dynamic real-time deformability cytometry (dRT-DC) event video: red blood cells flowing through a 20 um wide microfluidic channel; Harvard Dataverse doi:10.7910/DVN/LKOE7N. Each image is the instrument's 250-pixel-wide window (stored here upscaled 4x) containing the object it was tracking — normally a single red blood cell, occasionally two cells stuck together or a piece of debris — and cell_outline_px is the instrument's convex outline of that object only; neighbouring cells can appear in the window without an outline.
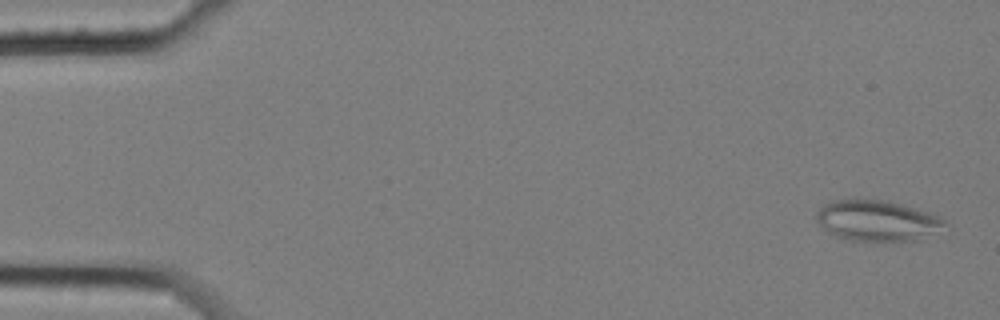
{"species": "common noctule bat (a hibernating species)", "species_latin": "Nyctalus noctula", "temperature_condition": "cold", "stored_images_in_passage": 59, "camera_frame_rate_fps": 3000, "um_per_image_px": 0.085, "animal": {"sex": "female", "body_mass_g": 25.1}, "frame": {"image": 1, "passage_image": 2, "time_ms": 0.333, "image_size_px": [1000, 320], "cell_outline_px": [[948, 224], [912, 240], [852, 240], [836, 236], [824, 228], [816, 220], [816, 212], [824, 204], [836, 200], [888, 200], [928, 212], [940, 216]], "centroid_in_image_um": [74.5, 18.73], "position_along_channel_um": 10.5, "area_um2": 29.48}}
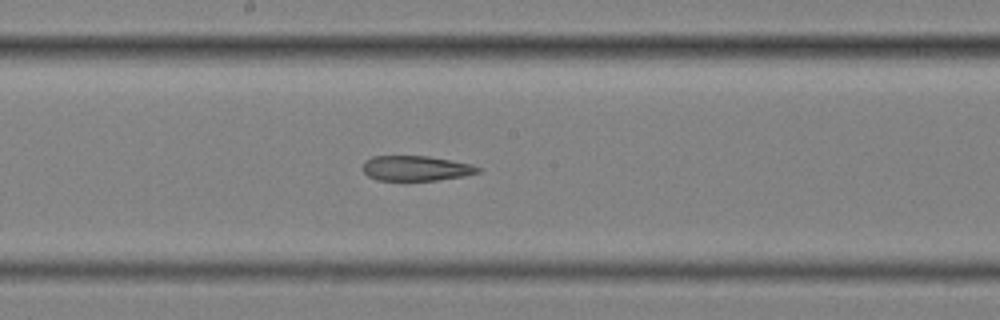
{"frame": {"image": 2, "passage_image": 31, "time_ms": 10.0, "image_size_px": [1000, 320], "cell_outline_px": [[484, 168], [480, 172], [464, 176], [436, 180], [376, 180], [368, 176], [364, 172], [364, 160], [372, 156], [428, 156], [472, 164]], "centroid_in_image_um": [35.39, 14.3], "position_along_channel_um": 212.8, "area_um2": 16.88}}
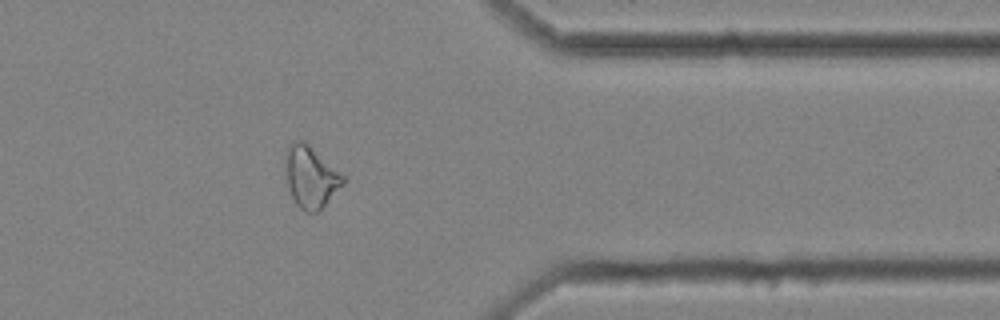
{"frame": {"image": 3, "passage_image": 47, "time_ms": 15.333, "image_size_px": [1000, 320], "cell_outline_px": [[344, 184], [320, 212], [304, 212], [296, 204], [292, 196], [288, 184], [284, 160], [284, 152], [288, 144], [296, 140], [304, 140], [344, 176]], "centroid_in_image_um": [26.4, 15.04], "position_along_channel_um": 385.0, "area_um2": 20.87}}